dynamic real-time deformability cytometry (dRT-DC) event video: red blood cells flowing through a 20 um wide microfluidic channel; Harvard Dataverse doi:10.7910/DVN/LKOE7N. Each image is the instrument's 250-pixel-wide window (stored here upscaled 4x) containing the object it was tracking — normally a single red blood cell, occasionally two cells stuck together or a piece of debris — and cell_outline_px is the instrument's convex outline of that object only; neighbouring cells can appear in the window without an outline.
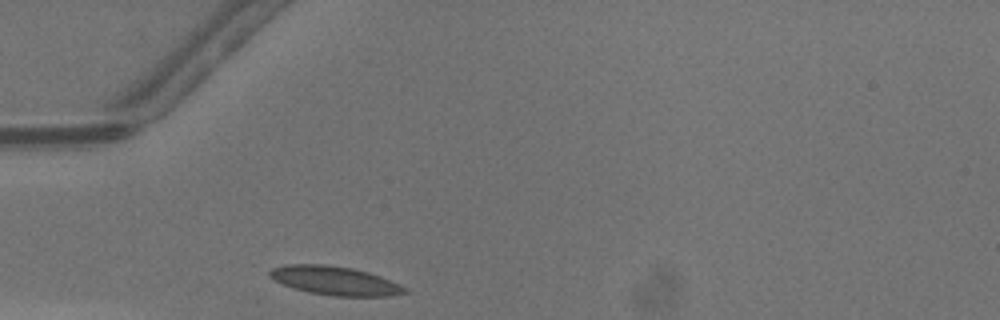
{"species": "common noctule bat (a hibernating species)", "species_latin": "Nyctalus noctula", "temperature_condition": "warm", "stored_images_in_passage": 23, "camera_frame_rate_fps": 3000, "um_per_image_px": 0.085, "animal": {"sex": "male", "body_mass_g": 13.3}, "frame": {"image": 1, "passage_image": 1, "time_ms": 0.0, "image_size_px": [1000, 320], "cell_outline_px": [[408, 292], [388, 296], [332, 296], [308, 292], [292, 288], [268, 276], [268, 272], [272, 268], [288, 264], [324, 264], [352, 268], [368, 272], [380, 276], [408, 288]], "centroid_in_image_um": [28.46, 23.86], "position_along_channel_um": 56.5, "area_um2": 22.6}}
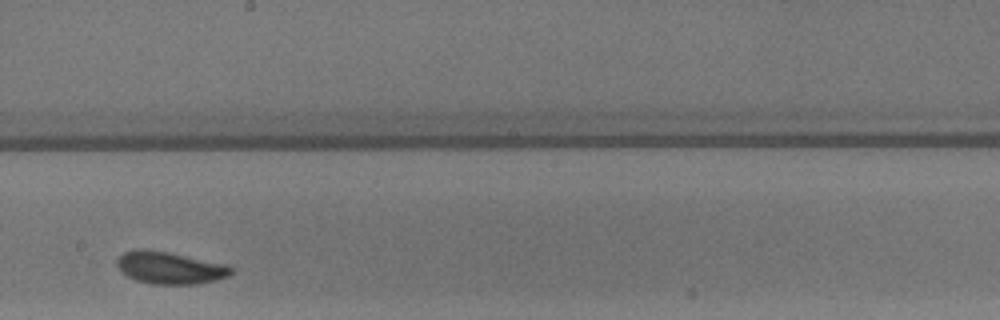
{"frame": {"image": 2, "passage_image": 14, "time_ms": 4.333, "image_size_px": [1000, 320], "cell_outline_px": [[236, 268], [228, 276], [216, 280], [196, 284], [148, 284], [136, 280], [120, 272], [116, 264], [116, 260], [124, 252], [168, 252], [228, 264]], "centroid_in_image_um": [14.52, 22.81], "position_along_channel_um": 233.7, "area_um2": 21.04}}
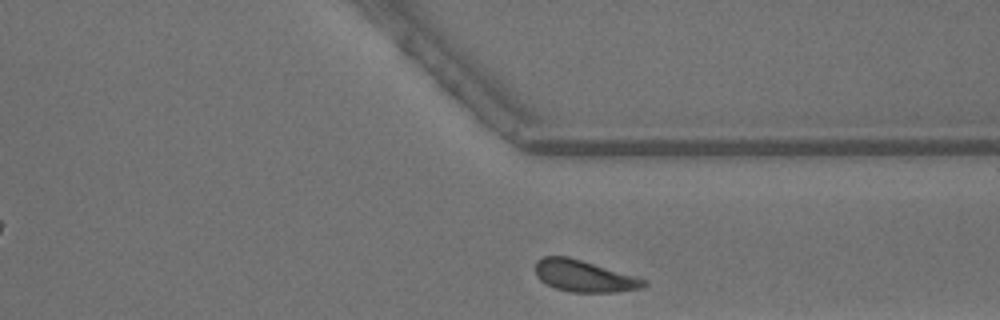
{"frame": {"image": 3, "passage_image": 23, "time_ms": 7.333, "image_size_px": [1000, 320], "cell_outline_px": [[648, 284], [644, 288], [620, 292], [572, 292], [556, 288], [540, 280], [536, 276], [536, 260], [544, 256], [568, 256], [648, 280]], "centroid_in_image_um": [49.68, 23.47], "position_along_channel_um": 361.7, "area_um2": 20.0}}